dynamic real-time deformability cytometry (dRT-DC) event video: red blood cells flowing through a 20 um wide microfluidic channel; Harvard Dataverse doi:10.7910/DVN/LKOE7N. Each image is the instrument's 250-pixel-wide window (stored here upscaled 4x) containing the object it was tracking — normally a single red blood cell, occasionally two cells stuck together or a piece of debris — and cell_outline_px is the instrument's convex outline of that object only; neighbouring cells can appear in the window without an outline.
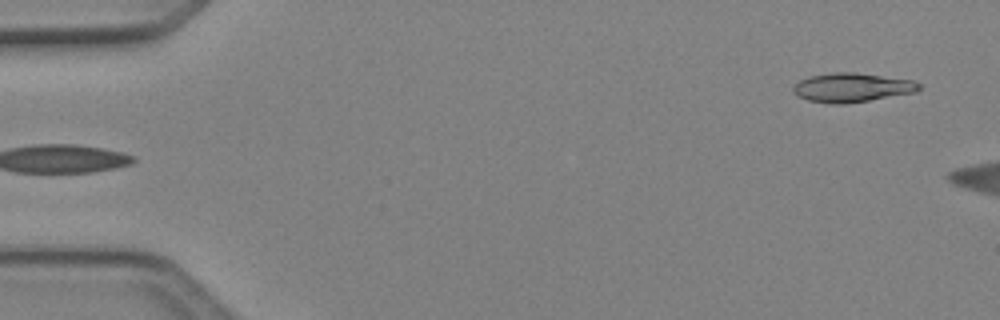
{"species": "Egyptian fruit bat (a non-hibernating species)", "species_latin": "Rousettus aegyptiacus", "temperature_condition": "cold", "stored_images_in_passage": 4, "segment_of_instrument_passage": [2, 2], "camera_frame_rate_fps": 3000, "um_per_image_px": 0.085, "animal": {"sex": "female"}, "frame": {"image": 1, "passage_image": 4, "time_ms": 1.0, "image_size_px": [1000, 320], "cell_outline_px": [[920, 88], [916, 92], [844, 104], [832, 104], [808, 100], [792, 92], [792, 88], [800, 80], [808, 76], [832, 72], [856, 72], [912, 80], [920, 84]], "centroid_in_image_um": [72.39, 7.43], "position_along_channel_um": 12.6, "area_um2": 21.21}}